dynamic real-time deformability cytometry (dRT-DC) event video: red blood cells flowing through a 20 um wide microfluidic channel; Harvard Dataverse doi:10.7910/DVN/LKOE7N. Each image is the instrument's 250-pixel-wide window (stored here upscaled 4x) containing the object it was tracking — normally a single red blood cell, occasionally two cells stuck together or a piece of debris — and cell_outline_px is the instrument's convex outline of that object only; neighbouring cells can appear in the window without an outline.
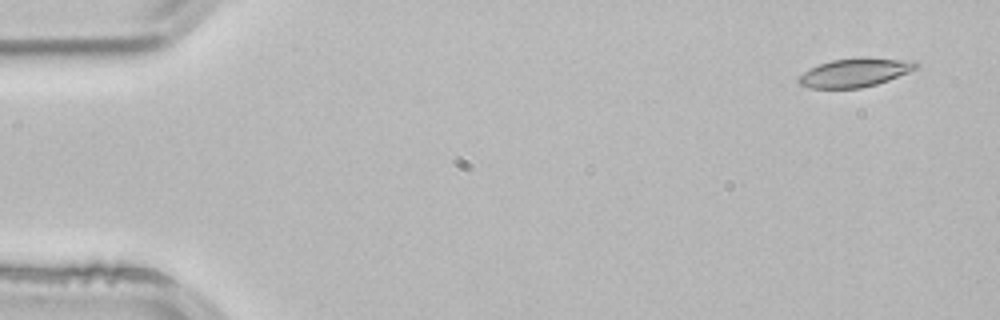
{"species": "common noctule bat (a hibernating species)", "species_latin": "Nyctalus noctula", "temperature_condition": "room temperature", "stored_images_in_passage": 3, "camera_frame_rate_fps": 3000, "um_per_image_px": 0.085, "animal": {"sex": "male", "body_mass_g": 21.5, "forearm_length_mm": 52.0}, "frame": {"image": 1, "passage_image": 1, "time_ms": 0.0, "image_size_px": [1000, 320], "cell_outline_px": [[920, 68], [888, 80], [876, 84], [860, 88], [808, 88], [800, 84], [796, 80], [804, 72], [820, 64], [832, 60], [916, 60], [920, 64]], "centroid_in_image_um": [72.68, 6.22], "position_along_channel_um": 12.3, "area_um2": 18.73}}
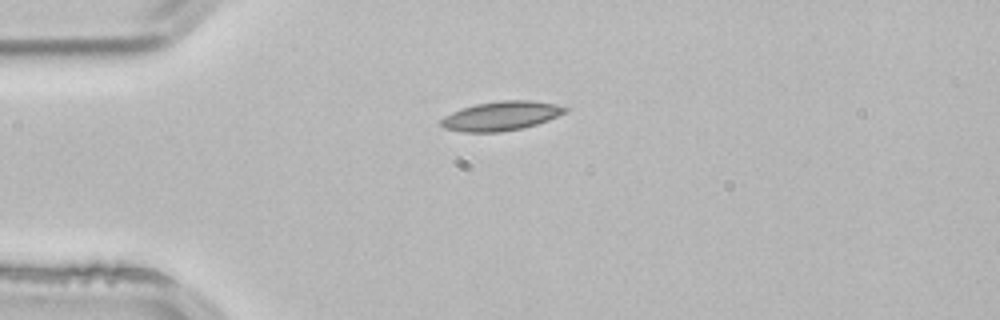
{"frame": {"image": 2, "passage_image": 3, "time_ms": 0.667, "image_size_px": [1000, 320], "cell_outline_px": [[568, 112], [548, 120], [536, 124], [520, 128], [500, 132], [464, 132], [444, 128], [440, 124], [440, 120], [444, 116], [452, 112], [476, 104], [500, 100], [532, 100], [556, 104], [568, 108]], "centroid_in_image_um": [42.61, 9.85], "position_along_channel_um": 42.4, "area_um2": 21.04}}